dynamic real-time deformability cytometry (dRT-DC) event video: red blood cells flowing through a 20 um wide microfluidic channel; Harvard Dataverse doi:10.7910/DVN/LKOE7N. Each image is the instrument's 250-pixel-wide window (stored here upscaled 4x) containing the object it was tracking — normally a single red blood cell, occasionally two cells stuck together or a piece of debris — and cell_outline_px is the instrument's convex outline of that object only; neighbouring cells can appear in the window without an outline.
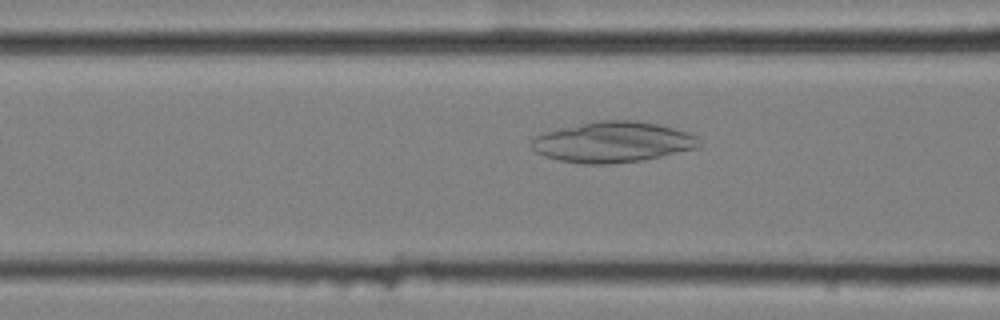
{"species": "common noctule bat (a hibernating species)", "species_latin": "Nyctalus noctula", "temperature_condition": "cold", "stored_images_in_passage": 58, "camera_frame_rate_fps": 3000, "um_per_image_px": 0.085, "animal": {"sex": "female", "body_mass_g": 25.1}, "frame": {"image": 1, "passage_image": 23, "time_ms": 7.333, "image_size_px": [1000, 320], "cell_outline_px": [[704, 144], [700, 148], [644, 160], [608, 164], [584, 164], [560, 160], [544, 156], [536, 152], [528, 144], [532, 136], [544, 132], [560, 128], [600, 120], [632, 120], [660, 124], [688, 132], [700, 136]], "centroid_in_image_um": [52.14, 12.07], "position_along_channel_um": 114.5, "area_um2": 40.4}}
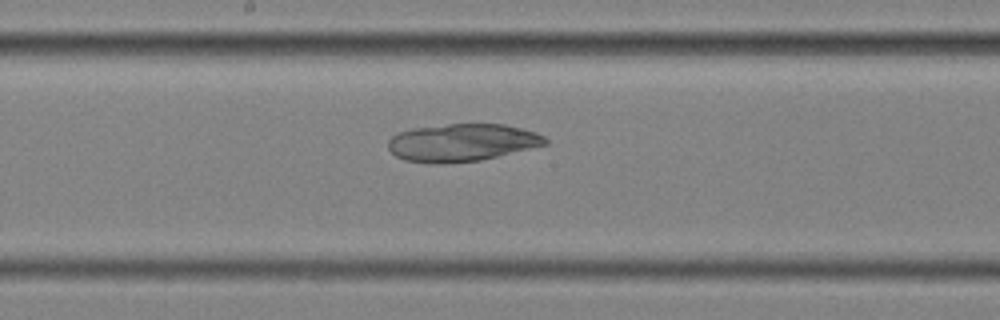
{"frame": {"image": 2, "passage_image": 31, "time_ms": 10.0, "image_size_px": [1000, 320], "cell_outline_px": [[548, 144], [480, 160], [440, 164], [428, 164], [404, 160], [396, 156], [388, 148], [388, 140], [392, 136], [400, 132], [412, 128], [448, 124], [508, 124], [536, 132], [544, 136], [548, 140]], "centroid_in_image_um": [39.26, 12.12], "position_along_channel_um": 208.9, "area_um2": 34.56}}
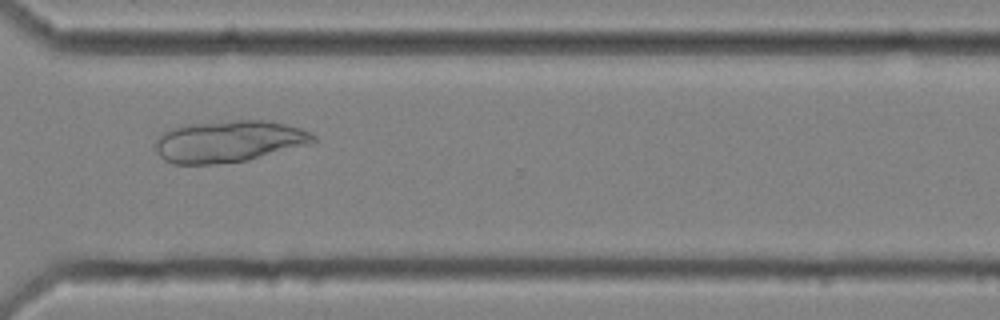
{"frame": {"image": 3, "passage_image": 43, "time_ms": 14.0, "image_size_px": [1000, 320], "cell_outline_px": [[316, 140], [312, 144], [248, 160], [212, 164], [172, 164], [164, 160], [156, 152], [152, 144], [164, 132], [176, 124], [236, 120], [264, 120], [284, 124], [300, 128], [316, 136]], "centroid_in_image_um": [19.39, 12.01], "position_along_channel_um": 351.2, "area_um2": 38.9}}